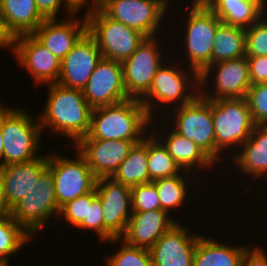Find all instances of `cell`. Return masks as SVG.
Listing matches in <instances>:
<instances>
[{
    "mask_svg": "<svg viewBox=\"0 0 267 266\" xmlns=\"http://www.w3.org/2000/svg\"><path fill=\"white\" fill-rule=\"evenodd\" d=\"M48 98L39 114L41 131L70 138L75 145L85 137L90 129L93 108L87 103L80 89L61 86L58 83L47 84Z\"/></svg>",
    "mask_w": 267,
    "mask_h": 266,
    "instance_id": "1",
    "label": "cell"
},
{
    "mask_svg": "<svg viewBox=\"0 0 267 266\" xmlns=\"http://www.w3.org/2000/svg\"><path fill=\"white\" fill-rule=\"evenodd\" d=\"M154 122L156 119H150L140 100L130 98L117 104L94 108L89 132L83 138L141 141L154 129Z\"/></svg>",
    "mask_w": 267,
    "mask_h": 266,
    "instance_id": "2",
    "label": "cell"
},
{
    "mask_svg": "<svg viewBox=\"0 0 267 266\" xmlns=\"http://www.w3.org/2000/svg\"><path fill=\"white\" fill-rule=\"evenodd\" d=\"M167 63L164 62L159 68L149 90L139 99L151 120H155V114L158 116L160 112L158 109L155 111L156 105L159 109H163L165 104L178 108L192 102L200 94V75L194 69L183 67L184 71L178 61L176 67L172 66L173 62Z\"/></svg>",
    "mask_w": 267,
    "mask_h": 266,
    "instance_id": "3",
    "label": "cell"
},
{
    "mask_svg": "<svg viewBox=\"0 0 267 266\" xmlns=\"http://www.w3.org/2000/svg\"><path fill=\"white\" fill-rule=\"evenodd\" d=\"M29 113L7 105L1 110L4 165L29 162L41 156L37 154L43 148L41 125L38 117L35 119Z\"/></svg>",
    "mask_w": 267,
    "mask_h": 266,
    "instance_id": "4",
    "label": "cell"
},
{
    "mask_svg": "<svg viewBox=\"0 0 267 266\" xmlns=\"http://www.w3.org/2000/svg\"><path fill=\"white\" fill-rule=\"evenodd\" d=\"M211 112L215 133L216 164L223 158L226 149L234 152L235 147H240L250 137L255 124L246 98L211 100Z\"/></svg>",
    "mask_w": 267,
    "mask_h": 266,
    "instance_id": "5",
    "label": "cell"
},
{
    "mask_svg": "<svg viewBox=\"0 0 267 266\" xmlns=\"http://www.w3.org/2000/svg\"><path fill=\"white\" fill-rule=\"evenodd\" d=\"M88 32L94 37L103 58L123 62L145 39L139 31L107 16L101 9L86 12Z\"/></svg>",
    "mask_w": 267,
    "mask_h": 266,
    "instance_id": "6",
    "label": "cell"
},
{
    "mask_svg": "<svg viewBox=\"0 0 267 266\" xmlns=\"http://www.w3.org/2000/svg\"><path fill=\"white\" fill-rule=\"evenodd\" d=\"M189 14L184 19L186 24L184 36L185 42L182 51L186 53L184 61L187 67L194 69L199 75L212 64V49L217 27L222 23L221 20L210 10L188 6Z\"/></svg>",
    "mask_w": 267,
    "mask_h": 266,
    "instance_id": "7",
    "label": "cell"
},
{
    "mask_svg": "<svg viewBox=\"0 0 267 266\" xmlns=\"http://www.w3.org/2000/svg\"><path fill=\"white\" fill-rule=\"evenodd\" d=\"M59 211L52 173L47 167L39 175L35 187L11 209L10 216L36 237L49 219L59 216Z\"/></svg>",
    "mask_w": 267,
    "mask_h": 266,
    "instance_id": "8",
    "label": "cell"
},
{
    "mask_svg": "<svg viewBox=\"0 0 267 266\" xmlns=\"http://www.w3.org/2000/svg\"><path fill=\"white\" fill-rule=\"evenodd\" d=\"M63 155L59 152L48 153V168L52 173L59 208L92 191L97 180L78 151L73 159Z\"/></svg>",
    "mask_w": 267,
    "mask_h": 266,
    "instance_id": "9",
    "label": "cell"
},
{
    "mask_svg": "<svg viewBox=\"0 0 267 266\" xmlns=\"http://www.w3.org/2000/svg\"><path fill=\"white\" fill-rule=\"evenodd\" d=\"M175 110L170 127L185 138L192 140L215 163V133L211 112V100L200 94L190 103ZM174 124H173V123ZM173 124V125H171Z\"/></svg>",
    "mask_w": 267,
    "mask_h": 266,
    "instance_id": "10",
    "label": "cell"
},
{
    "mask_svg": "<svg viewBox=\"0 0 267 266\" xmlns=\"http://www.w3.org/2000/svg\"><path fill=\"white\" fill-rule=\"evenodd\" d=\"M169 3V0H103L100 9L145 37H154L158 36L160 27L163 29L161 23L169 10Z\"/></svg>",
    "mask_w": 267,
    "mask_h": 266,
    "instance_id": "11",
    "label": "cell"
},
{
    "mask_svg": "<svg viewBox=\"0 0 267 266\" xmlns=\"http://www.w3.org/2000/svg\"><path fill=\"white\" fill-rule=\"evenodd\" d=\"M212 73L214 74L212 82L214 86L210 89L213 93H210L207 88L210 87L208 84L211 83L209 81L212 80L210 78ZM251 85L249 63L246 56L210 64L200 74V95L208 100L246 98Z\"/></svg>",
    "mask_w": 267,
    "mask_h": 266,
    "instance_id": "12",
    "label": "cell"
},
{
    "mask_svg": "<svg viewBox=\"0 0 267 266\" xmlns=\"http://www.w3.org/2000/svg\"><path fill=\"white\" fill-rule=\"evenodd\" d=\"M103 210V243L120 238L132 214L131 188L112 177L98 178L95 185Z\"/></svg>",
    "mask_w": 267,
    "mask_h": 266,
    "instance_id": "13",
    "label": "cell"
},
{
    "mask_svg": "<svg viewBox=\"0 0 267 266\" xmlns=\"http://www.w3.org/2000/svg\"><path fill=\"white\" fill-rule=\"evenodd\" d=\"M157 38L145 37L135 52L122 62L124 87L130 98L140 99L149 90L155 74L165 62V51L158 46Z\"/></svg>",
    "mask_w": 267,
    "mask_h": 266,
    "instance_id": "14",
    "label": "cell"
},
{
    "mask_svg": "<svg viewBox=\"0 0 267 266\" xmlns=\"http://www.w3.org/2000/svg\"><path fill=\"white\" fill-rule=\"evenodd\" d=\"M82 92L93 109L130 99L124 87L122 62L102 58Z\"/></svg>",
    "mask_w": 267,
    "mask_h": 266,
    "instance_id": "15",
    "label": "cell"
},
{
    "mask_svg": "<svg viewBox=\"0 0 267 266\" xmlns=\"http://www.w3.org/2000/svg\"><path fill=\"white\" fill-rule=\"evenodd\" d=\"M15 59L23 69L31 74L35 84L58 82L61 60L43 46L32 34L15 38Z\"/></svg>",
    "mask_w": 267,
    "mask_h": 266,
    "instance_id": "16",
    "label": "cell"
},
{
    "mask_svg": "<svg viewBox=\"0 0 267 266\" xmlns=\"http://www.w3.org/2000/svg\"><path fill=\"white\" fill-rule=\"evenodd\" d=\"M94 37L87 31L61 60L58 84L82 90L102 59Z\"/></svg>",
    "mask_w": 267,
    "mask_h": 266,
    "instance_id": "17",
    "label": "cell"
},
{
    "mask_svg": "<svg viewBox=\"0 0 267 266\" xmlns=\"http://www.w3.org/2000/svg\"><path fill=\"white\" fill-rule=\"evenodd\" d=\"M138 142L140 141L81 138L74 148L86 159L87 165L98 179L112 177Z\"/></svg>",
    "mask_w": 267,
    "mask_h": 266,
    "instance_id": "18",
    "label": "cell"
},
{
    "mask_svg": "<svg viewBox=\"0 0 267 266\" xmlns=\"http://www.w3.org/2000/svg\"><path fill=\"white\" fill-rule=\"evenodd\" d=\"M186 226L177 223L149 249L152 266H193L200 235L190 234Z\"/></svg>",
    "mask_w": 267,
    "mask_h": 266,
    "instance_id": "19",
    "label": "cell"
},
{
    "mask_svg": "<svg viewBox=\"0 0 267 266\" xmlns=\"http://www.w3.org/2000/svg\"><path fill=\"white\" fill-rule=\"evenodd\" d=\"M70 16L44 20L32 35L59 60H62L88 31L86 14L81 17ZM65 19V20H64Z\"/></svg>",
    "mask_w": 267,
    "mask_h": 266,
    "instance_id": "20",
    "label": "cell"
},
{
    "mask_svg": "<svg viewBox=\"0 0 267 266\" xmlns=\"http://www.w3.org/2000/svg\"><path fill=\"white\" fill-rule=\"evenodd\" d=\"M177 220L165 210L134 212L130 216L125 233L120 237L133 247L150 249Z\"/></svg>",
    "mask_w": 267,
    "mask_h": 266,
    "instance_id": "21",
    "label": "cell"
},
{
    "mask_svg": "<svg viewBox=\"0 0 267 266\" xmlns=\"http://www.w3.org/2000/svg\"><path fill=\"white\" fill-rule=\"evenodd\" d=\"M48 167V154L24 163L4 165L0 171L5 201L11 210L35 187L39 175Z\"/></svg>",
    "mask_w": 267,
    "mask_h": 266,
    "instance_id": "22",
    "label": "cell"
},
{
    "mask_svg": "<svg viewBox=\"0 0 267 266\" xmlns=\"http://www.w3.org/2000/svg\"><path fill=\"white\" fill-rule=\"evenodd\" d=\"M238 152L229 159L235 169L236 165L241 174L243 172L253 180L267 179V125H255L250 137L240 146Z\"/></svg>",
    "mask_w": 267,
    "mask_h": 266,
    "instance_id": "23",
    "label": "cell"
},
{
    "mask_svg": "<svg viewBox=\"0 0 267 266\" xmlns=\"http://www.w3.org/2000/svg\"><path fill=\"white\" fill-rule=\"evenodd\" d=\"M167 127L168 129H171L168 132L166 131L168 135L165 133H157L156 130H159L157 128L154 129L155 132L153 130L152 133L163 143L167 148L168 153L183 171L193 173V169H196L194 170L196 172L201 168L204 170L212 169L215 163L201 149H199L192 140L175 132L172 128H169V126ZM161 134L166 136L162 137ZM164 137L165 139H163Z\"/></svg>",
    "mask_w": 267,
    "mask_h": 266,
    "instance_id": "24",
    "label": "cell"
},
{
    "mask_svg": "<svg viewBox=\"0 0 267 266\" xmlns=\"http://www.w3.org/2000/svg\"><path fill=\"white\" fill-rule=\"evenodd\" d=\"M0 15L15 37L32 34L45 20L35 0H0Z\"/></svg>",
    "mask_w": 267,
    "mask_h": 266,
    "instance_id": "25",
    "label": "cell"
},
{
    "mask_svg": "<svg viewBox=\"0 0 267 266\" xmlns=\"http://www.w3.org/2000/svg\"><path fill=\"white\" fill-rule=\"evenodd\" d=\"M266 0H219L210 10L223 24L249 28L264 14Z\"/></svg>",
    "mask_w": 267,
    "mask_h": 266,
    "instance_id": "26",
    "label": "cell"
},
{
    "mask_svg": "<svg viewBox=\"0 0 267 266\" xmlns=\"http://www.w3.org/2000/svg\"><path fill=\"white\" fill-rule=\"evenodd\" d=\"M201 235L196 244L193 266H240L247 246H230Z\"/></svg>",
    "mask_w": 267,
    "mask_h": 266,
    "instance_id": "27",
    "label": "cell"
},
{
    "mask_svg": "<svg viewBox=\"0 0 267 266\" xmlns=\"http://www.w3.org/2000/svg\"><path fill=\"white\" fill-rule=\"evenodd\" d=\"M112 178L130 188L152 182L148 173V135L134 144Z\"/></svg>",
    "mask_w": 267,
    "mask_h": 266,
    "instance_id": "28",
    "label": "cell"
},
{
    "mask_svg": "<svg viewBox=\"0 0 267 266\" xmlns=\"http://www.w3.org/2000/svg\"><path fill=\"white\" fill-rule=\"evenodd\" d=\"M246 56L245 29L221 23L216 30L212 64Z\"/></svg>",
    "mask_w": 267,
    "mask_h": 266,
    "instance_id": "29",
    "label": "cell"
},
{
    "mask_svg": "<svg viewBox=\"0 0 267 266\" xmlns=\"http://www.w3.org/2000/svg\"><path fill=\"white\" fill-rule=\"evenodd\" d=\"M188 174L193 175L194 177L196 172L191 174V172L183 171L176 176L160 178L153 181L159 195L162 210L167 211L171 215H175L172 214L171 211L179 209V207H182L184 203L187 202L185 199H188V194H192L190 193L191 189L189 188V185L194 181V179L187 176ZM189 182H191V184Z\"/></svg>",
    "mask_w": 267,
    "mask_h": 266,
    "instance_id": "30",
    "label": "cell"
},
{
    "mask_svg": "<svg viewBox=\"0 0 267 266\" xmlns=\"http://www.w3.org/2000/svg\"><path fill=\"white\" fill-rule=\"evenodd\" d=\"M182 172L183 170L168 153L163 143L152 132L149 133L148 173L150 180L155 181L160 178L173 177Z\"/></svg>",
    "mask_w": 267,
    "mask_h": 266,
    "instance_id": "31",
    "label": "cell"
},
{
    "mask_svg": "<svg viewBox=\"0 0 267 266\" xmlns=\"http://www.w3.org/2000/svg\"><path fill=\"white\" fill-rule=\"evenodd\" d=\"M31 239L32 236L11 216L0 219V264H9L10 256L16 255Z\"/></svg>",
    "mask_w": 267,
    "mask_h": 266,
    "instance_id": "32",
    "label": "cell"
},
{
    "mask_svg": "<svg viewBox=\"0 0 267 266\" xmlns=\"http://www.w3.org/2000/svg\"><path fill=\"white\" fill-rule=\"evenodd\" d=\"M122 243L120 249L106 257V266H152L151 255L149 249L141 247H133L126 244L122 239L115 238L107 243Z\"/></svg>",
    "mask_w": 267,
    "mask_h": 266,
    "instance_id": "33",
    "label": "cell"
},
{
    "mask_svg": "<svg viewBox=\"0 0 267 266\" xmlns=\"http://www.w3.org/2000/svg\"><path fill=\"white\" fill-rule=\"evenodd\" d=\"M96 196V190L94 188L89 193L81 195L68 202L60 208L59 217L62 216L61 218L69 224L68 226H73L74 228L77 227L81 230L87 231L88 205L91 204V201Z\"/></svg>",
    "mask_w": 267,
    "mask_h": 266,
    "instance_id": "34",
    "label": "cell"
},
{
    "mask_svg": "<svg viewBox=\"0 0 267 266\" xmlns=\"http://www.w3.org/2000/svg\"><path fill=\"white\" fill-rule=\"evenodd\" d=\"M245 29L246 57L267 56V15Z\"/></svg>",
    "mask_w": 267,
    "mask_h": 266,
    "instance_id": "35",
    "label": "cell"
},
{
    "mask_svg": "<svg viewBox=\"0 0 267 266\" xmlns=\"http://www.w3.org/2000/svg\"><path fill=\"white\" fill-rule=\"evenodd\" d=\"M132 211L162 210L155 183L148 182L131 187Z\"/></svg>",
    "mask_w": 267,
    "mask_h": 266,
    "instance_id": "36",
    "label": "cell"
},
{
    "mask_svg": "<svg viewBox=\"0 0 267 266\" xmlns=\"http://www.w3.org/2000/svg\"><path fill=\"white\" fill-rule=\"evenodd\" d=\"M246 100L255 125H267V82L251 85Z\"/></svg>",
    "mask_w": 267,
    "mask_h": 266,
    "instance_id": "37",
    "label": "cell"
},
{
    "mask_svg": "<svg viewBox=\"0 0 267 266\" xmlns=\"http://www.w3.org/2000/svg\"><path fill=\"white\" fill-rule=\"evenodd\" d=\"M35 4L45 20L58 19L56 17L59 15L58 11H61L60 8L62 6L65 7L62 8L65 10L63 13H67L68 17L77 14V12L68 4L67 0H35Z\"/></svg>",
    "mask_w": 267,
    "mask_h": 266,
    "instance_id": "38",
    "label": "cell"
},
{
    "mask_svg": "<svg viewBox=\"0 0 267 266\" xmlns=\"http://www.w3.org/2000/svg\"><path fill=\"white\" fill-rule=\"evenodd\" d=\"M103 210L100 198L96 196L88 205L87 230L95 232L100 242H103Z\"/></svg>",
    "mask_w": 267,
    "mask_h": 266,
    "instance_id": "39",
    "label": "cell"
},
{
    "mask_svg": "<svg viewBox=\"0 0 267 266\" xmlns=\"http://www.w3.org/2000/svg\"><path fill=\"white\" fill-rule=\"evenodd\" d=\"M251 84L267 82V56L247 57Z\"/></svg>",
    "mask_w": 267,
    "mask_h": 266,
    "instance_id": "40",
    "label": "cell"
},
{
    "mask_svg": "<svg viewBox=\"0 0 267 266\" xmlns=\"http://www.w3.org/2000/svg\"><path fill=\"white\" fill-rule=\"evenodd\" d=\"M267 251L260 245L248 247L241 259L240 266H267Z\"/></svg>",
    "mask_w": 267,
    "mask_h": 266,
    "instance_id": "41",
    "label": "cell"
},
{
    "mask_svg": "<svg viewBox=\"0 0 267 266\" xmlns=\"http://www.w3.org/2000/svg\"><path fill=\"white\" fill-rule=\"evenodd\" d=\"M15 36L7 28L6 22L0 15V49L10 48V51L15 52Z\"/></svg>",
    "mask_w": 267,
    "mask_h": 266,
    "instance_id": "42",
    "label": "cell"
},
{
    "mask_svg": "<svg viewBox=\"0 0 267 266\" xmlns=\"http://www.w3.org/2000/svg\"><path fill=\"white\" fill-rule=\"evenodd\" d=\"M68 4L77 12L80 13V9H82V7L84 8L85 6L88 7L87 8V12L92 11V10H96V9H100L103 3V0H67ZM91 3V4H89Z\"/></svg>",
    "mask_w": 267,
    "mask_h": 266,
    "instance_id": "43",
    "label": "cell"
},
{
    "mask_svg": "<svg viewBox=\"0 0 267 266\" xmlns=\"http://www.w3.org/2000/svg\"><path fill=\"white\" fill-rule=\"evenodd\" d=\"M10 213H11V210L9 209L4 198L3 181H2L1 171H0V219L9 217Z\"/></svg>",
    "mask_w": 267,
    "mask_h": 266,
    "instance_id": "44",
    "label": "cell"
},
{
    "mask_svg": "<svg viewBox=\"0 0 267 266\" xmlns=\"http://www.w3.org/2000/svg\"><path fill=\"white\" fill-rule=\"evenodd\" d=\"M219 0H192L190 5L192 7L201 9H210Z\"/></svg>",
    "mask_w": 267,
    "mask_h": 266,
    "instance_id": "45",
    "label": "cell"
},
{
    "mask_svg": "<svg viewBox=\"0 0 267 266\" xmlns=\"http://www.w3.org/2000/svg\"><path fill=\"white\" fill-rule=\"evenodd\" d=\"M4 166V147L1 132V111H0V169Z\"/></svg>",
    "mask_w": 267,
    "mask_h": 266,
    "instance_id": "46",
    "label": "cell"
},
{
    "mask_svg": "<svg viewBox=\"0 0 267 266\" xmlns=\"http://www.w3.org/2000/svg\"><path fill=\"white\" fill-rule=\"evenodd\" d=\"M4 106H6V104L3 105V103H1L0 101V111L3 109Z\"/></svg>",
    "mask_w": 267,
    "mask_h": 266,
    "instance_id": "47",
    "label": "cell"
},
{
    "mask_svg": "<svg viewBox=\"0 0 267 266\" xmlns=\"http://www.w3.org/2000/svg\"><path fill=\"white\" fill-rule=\"evenodd\" d=\"M0 266H11L10 264H0Z\"/></svg>",
    "mask_w": 267,
    "mask_h": 266,
    "instance_id": "48",
    "label": "cell"
},
{
    "mask_svg": "<svg viewBox=\"0 0 267 266\" xmlns=\"http://www.w3.org/2000/svg\"><path fill=\"white\" fill-rule=\"evenodd\" d=\"M265 10H266V12H267V2L265 1ZM267 14V13H266Z\"/></svg>",
    "mask_w": 267,
    "mask_h": 266,
    "instance_id": "49",
    "label": "cell"
}]
</instances>
